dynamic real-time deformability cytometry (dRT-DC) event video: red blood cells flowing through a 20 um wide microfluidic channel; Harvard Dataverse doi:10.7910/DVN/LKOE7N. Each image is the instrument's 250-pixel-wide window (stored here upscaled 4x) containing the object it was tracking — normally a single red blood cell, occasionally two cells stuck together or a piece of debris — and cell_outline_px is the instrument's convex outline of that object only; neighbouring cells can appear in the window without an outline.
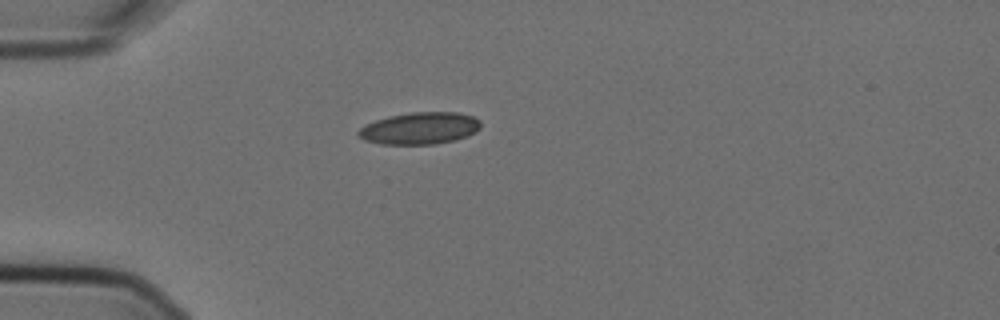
{"species": "Egyptian fruit bat (a non-hibernating species)", "species_latin": "Rousettus aegyptiacus", "temperature_condition": "cold", "stored_images_in_passage": 1, "camera_frame_rate_fps": 3000, "um_per_image_px": 0.085, "animal": {"sex": "female"}, "frame": {"image": 1, "passage_image": 1, "time_ms": 0.0, "image_size_px": [1000, 320], "cell_outline_px": [[480, 128], [476, 132], [468, 136], [456, 140], [436, 144], [380, 144], [364, 140], [356, 136], [356, 132], [360, 128], [376, 120], [388, 116], [412, 112], [460, 112], [472, 116], [480, 120]], "centroid_in_image_um": [35.69, 10.91], "position_along_channel_um": 49.3, "area_um2": 23.0}}